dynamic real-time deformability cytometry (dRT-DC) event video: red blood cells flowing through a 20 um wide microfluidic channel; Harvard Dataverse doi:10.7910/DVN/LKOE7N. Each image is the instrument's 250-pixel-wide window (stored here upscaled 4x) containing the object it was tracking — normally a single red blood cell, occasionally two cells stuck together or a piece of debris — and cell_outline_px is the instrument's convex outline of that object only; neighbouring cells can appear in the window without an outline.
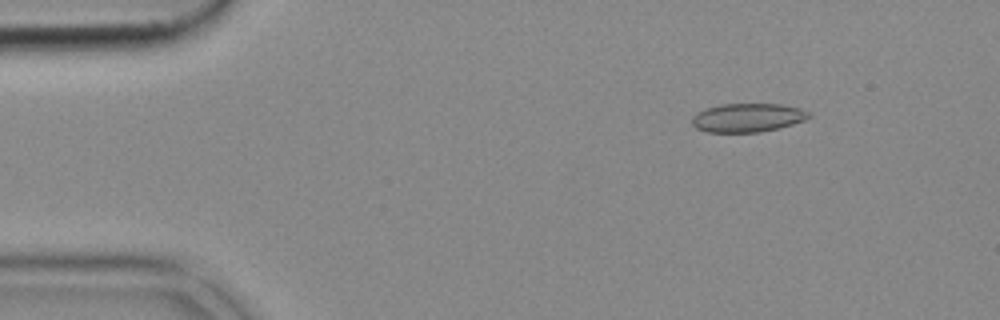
{"species": "common noctule bat (a hibernating species)", "species_latin": "Nyctalus noctula", "temperature_condition": "cold", "stored_images_in_passage": 53, "camera_frame_rate_fps": 3000, "um_per_image_px": 0.085, "animal": {"sex": "female", "body_mass_g": 18.4}, "frame": {"image": 1, "passage_image": 7, "time_ms": 2.0, "image_size_px": [1000, 320], "cell_outline_px": [[812, 116], [804, 120], [780, 128], [760, 132], [708, 132], [696, 128], [692, 124], [692, 116], [708, 108], [720, 104], [780, 104], [800, 108], [808, 112]], "centroid_in_image_um": [63.56, 10.01], "position_along_channel_um": 21.4, "area_um2": 19.42}}
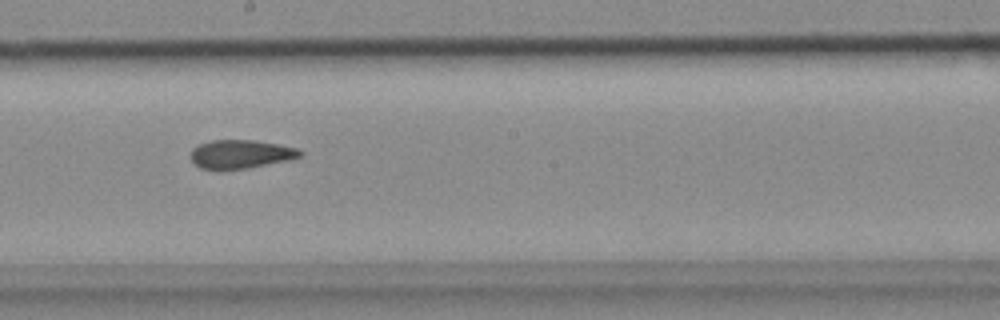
{"frame": {"image": 2, "passage_image": 29, "time_ms": 9.333, "image_size_px": [1000, 320], "cell_outline_px": [[304, 152], [300, 156], [288, 160], [244, 168], [200, 168], [192, 160], [192, 148], [200, 144], [212, 140], [252, 140], [276, 144], [296, 148]], "centroid_in_image_um": [20.46, 13.08], "position_along_channel_um": 227.7, "area_um2": 17.57}}
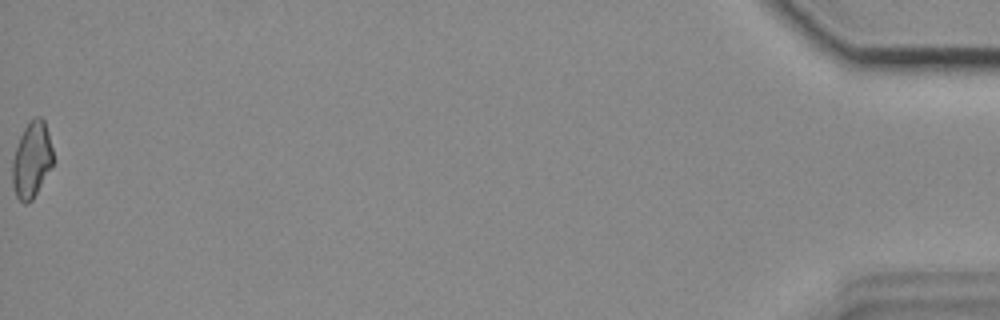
{"frame": {"image": 3, "passage_image": 53, "time_ms": 17.333, "image_size_px": [1000, 320], "cell_outline_px": [[52, 164], [32, 200], [28, 204], [24, 204], [16, 196], [12, 184], [12, 160], [20, 136], [28, 120], [36, 116], [40, 116], [44, 120], [48, 132], [52, 148]], "centroid_in_image_um": [2.67, 13.56], "position_along_channel_um": 432.5, "area_um2": 17.86}}